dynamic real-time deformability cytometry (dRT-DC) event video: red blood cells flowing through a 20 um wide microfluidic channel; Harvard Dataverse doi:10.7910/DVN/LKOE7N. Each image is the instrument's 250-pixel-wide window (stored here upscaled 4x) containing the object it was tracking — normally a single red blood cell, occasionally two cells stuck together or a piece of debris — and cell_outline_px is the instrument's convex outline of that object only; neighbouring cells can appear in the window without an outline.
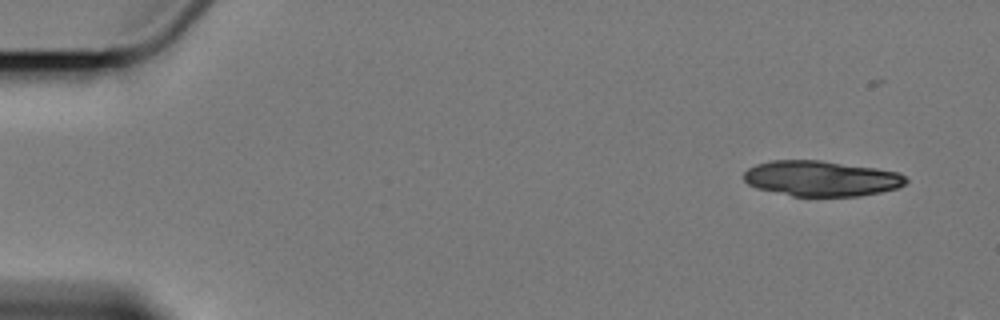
{"species": "Egyptian fruit bat (a non-hibernating species)", "species_latin": "Rousettus aegyptiacus", "temperature_condition": "cold", "stored_images_in_passage": 3, "camera_frame_rate_fps": 3000, "um_per_image_px": 0.085, "animal": {"sex": "female"}, "frame": {"image": 1, "passage_image": 1, "time_ms": 0.0, "image_size_px": [1000, 320], "cell_outline_px": [[908, 180], [904, 184], [896, 188], [880, 192], [860, 196], [792, 196], [756, 188], [748, 184], [744, 180], [744, 172], [748, 168], [756, 164], [772, 160], [820, 160], [876, 168], [900, 172]], "centroid_in_image_um": [69.79, 15.17], "position_along_channel_um": 15.2, "area_um2": 33.52}}